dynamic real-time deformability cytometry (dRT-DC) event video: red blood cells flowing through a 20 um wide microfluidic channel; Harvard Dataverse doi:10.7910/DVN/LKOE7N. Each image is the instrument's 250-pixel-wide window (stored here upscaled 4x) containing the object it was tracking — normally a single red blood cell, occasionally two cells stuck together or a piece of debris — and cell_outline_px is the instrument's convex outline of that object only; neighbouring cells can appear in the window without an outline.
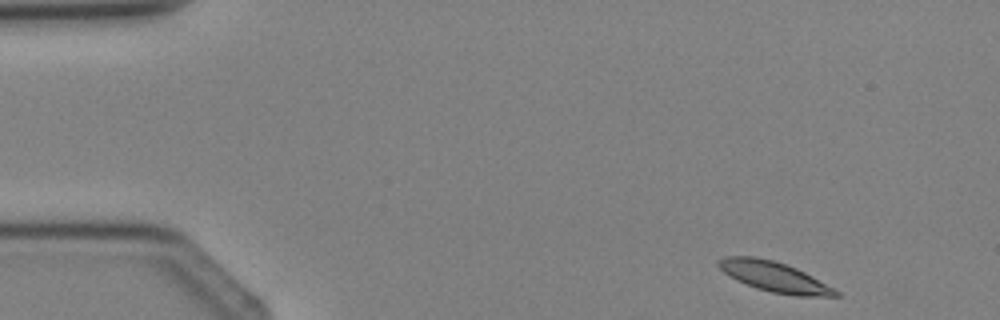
{"species": "Egyptian fruit bat (a non-hibernating species)", "species_latin": "Rousettus aegyptiacus", "temperature_condition": "cold", "stored_images_in_passage": 4, "camera_frame_rate_fps": 3000, "um_per_image_px": 0.085, "animal": {"sex": "female"}, "frame": {"image": 1, "passage_image": 1, "time_ms": 0.0, "image_size_px": [1000, 320], "cell_outline_px": [[840, 296], [796, 296], [772, 292], [756, 288], [736, 280], [724, 272], [716, 264], [716, 260], [724, 256], [756, 256], [772, 260], [796, 268], [836, 288], [840, 292]], "centroid_in_image_um": [65.82, 23.52], "position_along_channel_um": 19.2, "area_um2": 20.63}}